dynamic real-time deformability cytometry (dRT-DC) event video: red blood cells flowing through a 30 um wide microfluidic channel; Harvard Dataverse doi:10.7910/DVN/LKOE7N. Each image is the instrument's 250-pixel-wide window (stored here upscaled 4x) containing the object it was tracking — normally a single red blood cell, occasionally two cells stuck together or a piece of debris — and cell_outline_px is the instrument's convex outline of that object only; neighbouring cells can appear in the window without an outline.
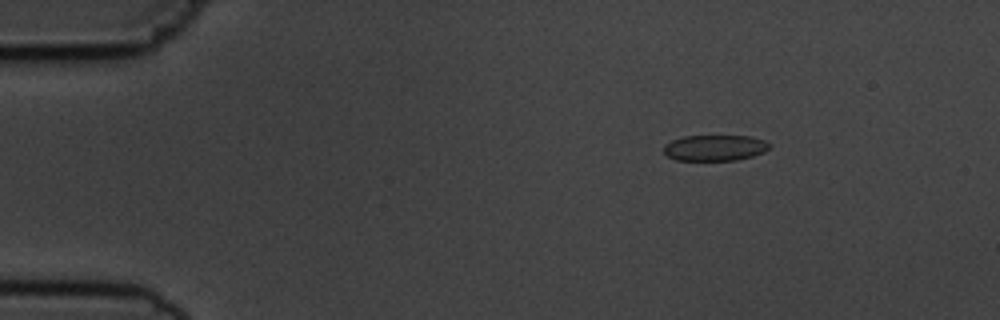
{"species": "common noctule bat (a hibernating species)", "species_latin": "Nyctalus noctula", "temperature_condition": "cold", "stored_images_in_passage": 4, "camera_frame_rate_fps": 3000, "um_per_image_px": 0.085, "animal": {"sex": "male", "body_mass_g": 19.5, "forearm_length_mm": 54.6}, "frame": {"image": 1, "passage_image": 2, "time_ms": 1.0, "image_size_px": [1000, 320], "cell_outline_px": [[772, 144], [764, 152], [752, 156], [736, 160], [676, 160], [668, 156], [664, 152], [664, 144], [672, 140], [684, 136], [752, 136], [764, 140]], "centroid_in_image_um": [60.77, 12.56], "position_along_channel_um": 24.2, "area_um2": 15.95}}